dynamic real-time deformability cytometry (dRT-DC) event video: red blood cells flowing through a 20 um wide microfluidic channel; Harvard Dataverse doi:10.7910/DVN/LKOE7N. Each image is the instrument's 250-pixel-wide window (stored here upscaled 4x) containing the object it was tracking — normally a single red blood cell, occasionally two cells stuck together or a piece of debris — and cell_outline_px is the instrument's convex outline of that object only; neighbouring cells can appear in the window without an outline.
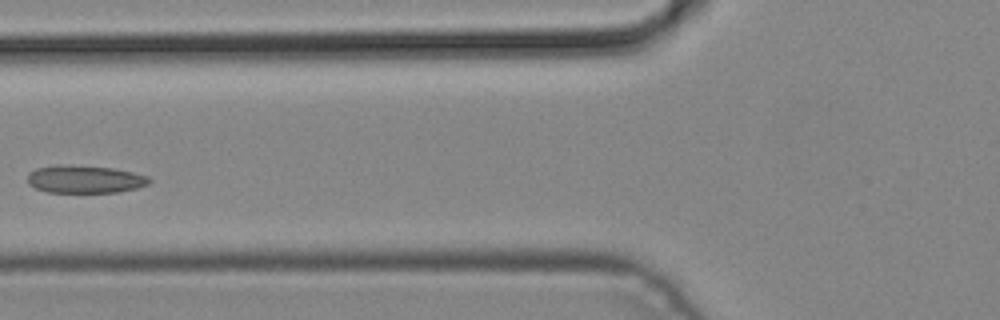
{"species": "common noctule bat (a hibernating species)", "species_latin": "Nyctalus noctula", "temperature_condition": "cold", "stored_images_in_passage": 5, "camera_frame_rate_fps": 3000, "um_per_image_px": 0.085, "animal": {"sex": "male", "body_mass_g": 19.2, "forearm_length_mm": 51.8}, "frame": {"image": 1, "passage_image": 5, "time_ms": 1.333, "image_size_px": [1000, 320], "cell_outline_px": [[152, 180], [148, 184], [136, 188], [120, 192], [48, 192], [36, 188], [28, 184], [28, 172], [36, 168], [56, 164], [68, 164], [112, 168], [132, 172], [148, 176]], "centroid_in_image_um": [7.19, 15.22], "position_along_channel_um": 118.6, "area_um2": 19.83}}